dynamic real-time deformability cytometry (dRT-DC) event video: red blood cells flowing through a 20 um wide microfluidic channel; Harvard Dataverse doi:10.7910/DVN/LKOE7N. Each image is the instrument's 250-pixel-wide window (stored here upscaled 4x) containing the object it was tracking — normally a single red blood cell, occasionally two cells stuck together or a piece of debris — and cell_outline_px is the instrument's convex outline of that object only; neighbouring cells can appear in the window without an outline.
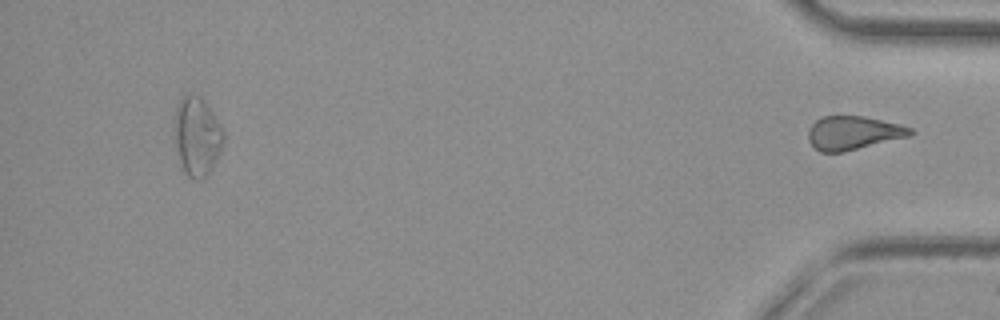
{"species": "common noctule bat (a hibernating species)", "species_latin": "Nyctalus noctula", "temperature_condition": "cold", "stored_images_in_passage": 51, "segment_of_instrument_passage": [2, 2], "camera_frame_rate_fps": 3000, "um_per_image_px": 0.085, "animal": {"sex": "female", "body_mass_g": 29.2, "forearm_length_mm": 56.3}, "frame": {"image": 1, "passage_image": 51, "time_ms": 16.667, "image_size_px": [1000, 320], "cell_outline_px": [[916, 132], [908, 136], [844, 152], [820, 152], [808, 140], [808, 128], [816, 120], [824, 116], [864, 116], [900, 124], [912, 128]], "centroid_in_image_um": [72.52, 11.29], "position_along_channel_um": 362.7, "area_um2": 19.94}}